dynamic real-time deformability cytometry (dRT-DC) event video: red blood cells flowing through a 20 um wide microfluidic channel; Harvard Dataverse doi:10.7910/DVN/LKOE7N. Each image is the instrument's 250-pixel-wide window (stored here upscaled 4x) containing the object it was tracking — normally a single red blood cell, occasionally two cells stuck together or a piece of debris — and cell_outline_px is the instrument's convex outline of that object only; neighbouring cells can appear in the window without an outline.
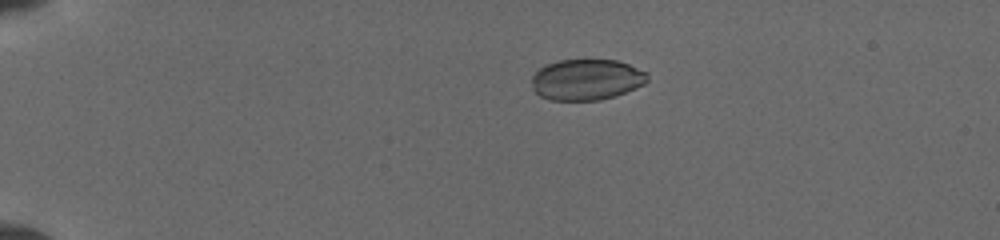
{"species": "common noctule bat (a hibernating species)", "species_latin": "Nyctalus noctula", "temperature_condition": "cold", "stored_images_in_passage": 13, "camera_frame_rate_fps": 3000, "um_per_image_px": 0.085, "animal": {"sex": "female", "body_mass_g": 19.5, "forearm_length_mm": 54.1}, "frame": {"image": 1, "passage_image": 1, "time_ms": 0.0, "image_size_px": [1000, 240], "cell_outline_px": [[648, 80], [644, 84], [636, 88], [616, 96], [600, 100], [552, 100], [540, 96], [532, 88], [532, 76], [544, 64], [556, 60], [620, 60], [648, 72]], "centroid_in_image_um": [49.87, 6.76], "position_along_channel_um": 35.1, "area_um2": 27.92}}
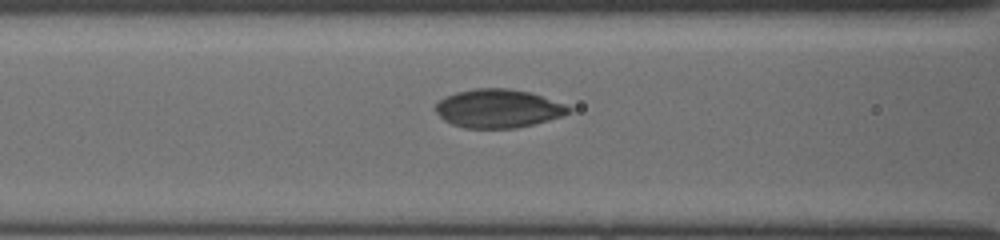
{"frame": {"image": 2, "passage_image": 10, "time_ms": 4.0, "image_size_px": [1000, 240], "cell_outline_px": [[572, 112], [548, 120], [516, 128], [464, 128], [452, 124], [444, 120], [436, 112], [436, 104], [440, 100], [456, 92], [476, 88], [508, 88], [528, 92], [564, 104], [572, 108]], "centroid_in_image_um": [42.33, 9.23], "position_along_channel_um": 124.3, "area_um2": 29.54}}
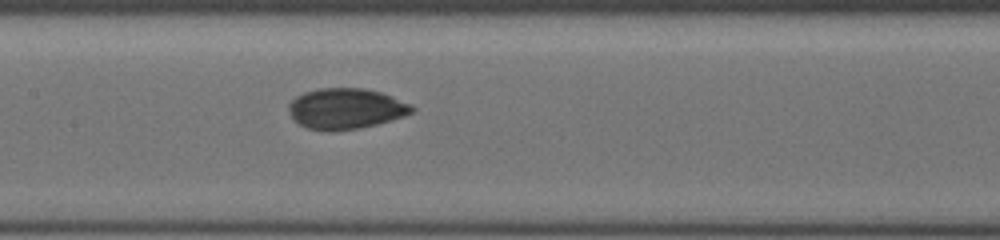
{"frame": {"image": 3, "passage_image": 13, "time_ms": 5.333, "image_size_px": [1000, 240], "cell_outline_px": [[416, 108], [412, 112], [404, 116], [376, 124], [360, 128], [332, 132], [328, 132], [304, 128], [292, 120], [288, 104], [296, 96], [304, 92], [320, 88], [364, 88], [380, 92], [392, 96], [412, 104]], "centroid_in_image_um": [29.37, 9.25], "position_along_channel_um": 178.0, "area_um2": 29.59}}